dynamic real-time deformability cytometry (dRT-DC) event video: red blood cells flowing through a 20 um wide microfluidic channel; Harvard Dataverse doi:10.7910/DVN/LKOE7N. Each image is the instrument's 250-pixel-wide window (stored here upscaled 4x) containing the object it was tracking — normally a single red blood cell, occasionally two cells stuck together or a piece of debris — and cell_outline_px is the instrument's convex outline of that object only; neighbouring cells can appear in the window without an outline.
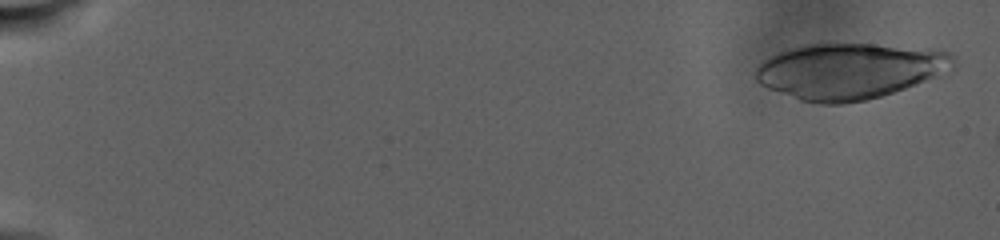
{"species": "human", "species_latin": "Homo sapiens", "temperature_condition": "warm", "stored_images_in_passage": 78, "camera_frame_rate_fps": 3000, "um_per_image_px": 0.085, "donor": {"sex": "male"}, "frame": {"image": 1, "passage_image": 4, "time_ms": 0.667, "image_size_px": [1000, 240], "cell_outline_px": [[956, 68], [940, 76], [868, 100], [844, 104], [820, 104], [800, 100], [768, 88], [760, 84], [752, 76], [752, 72], [764, 60], [780, 52], [792, 48], [808, 44], [828, 40], [836, 40], [932, 48], [952, 52], [956, 56]], "centroid_in_image_um": [72.27, 5.98], "position_along_channel_um": 12.7, "area_um2": 66.35}}
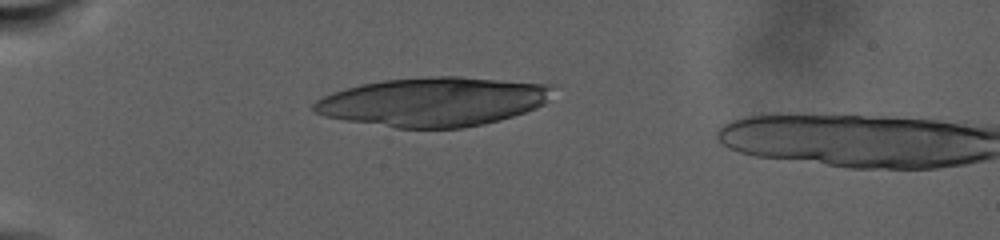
{"frame": {"image": 2, "passage_image": 48, "time_ms": 9.0, "image_size_px": [1000, 240], "cell_outline_px": [[556, 84], [544, 104], [536, 108], [500, 120], [484, 124], [464, 128], [396, 128], [344, 120], [324, 116], [312, 112], [312, 104], [316, 100], [332, 92], [360, 84], [384, 80], [428, 76], [460, 76]], "centroid_in_image_um": [36.83, 8.64], "position_along_channel_um": 48.2, "area_um2": 68.72}}